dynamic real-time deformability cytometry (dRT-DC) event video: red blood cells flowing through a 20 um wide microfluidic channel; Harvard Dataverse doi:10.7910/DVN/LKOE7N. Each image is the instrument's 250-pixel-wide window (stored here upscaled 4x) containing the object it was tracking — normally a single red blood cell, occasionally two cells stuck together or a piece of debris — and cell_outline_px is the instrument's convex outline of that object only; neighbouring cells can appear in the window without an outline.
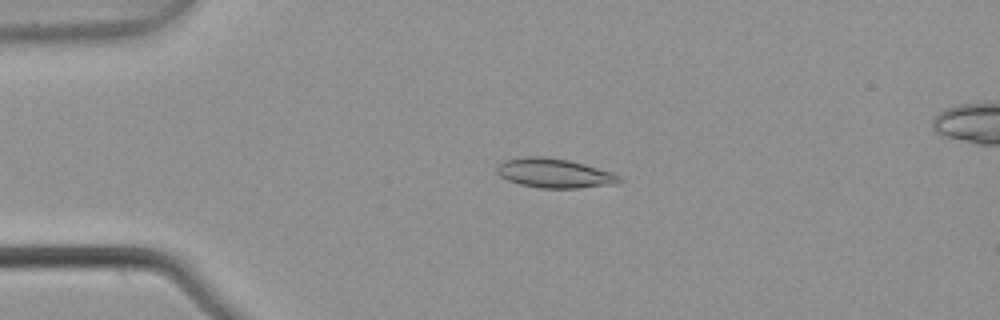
{"species": "common noctule bat (a hibernating species)", "species_latin": "Nyctalus noctula", "temperature_condition": "warm", "stored_images_in_passage": 6, "camera_frame_rate_fps": 3000, "um_per_image_px": 0.085, "animal": {"sex": "male", "body_mass_g": 21.5, "forearm_length_mm": 52.0}, "frame": {"image": 1, "passage_image": 4, "time_ms": 1.0, "image_size_px": [1000, 320], "cell_outline_px": [[624, 180], [616, 184], [576, 188], [540, 188], [520, 184], [508, 180], [500, 176], [496, 172], [496, 168], [504, 160], [524, 156], [540, 156], [568, 160], [584, 164], [612, 172], [620, 176]], "centroid_in_image_um": [47.13, 14.72], "position_along_channel_um": 37.9, "area_um2": 20.92}}